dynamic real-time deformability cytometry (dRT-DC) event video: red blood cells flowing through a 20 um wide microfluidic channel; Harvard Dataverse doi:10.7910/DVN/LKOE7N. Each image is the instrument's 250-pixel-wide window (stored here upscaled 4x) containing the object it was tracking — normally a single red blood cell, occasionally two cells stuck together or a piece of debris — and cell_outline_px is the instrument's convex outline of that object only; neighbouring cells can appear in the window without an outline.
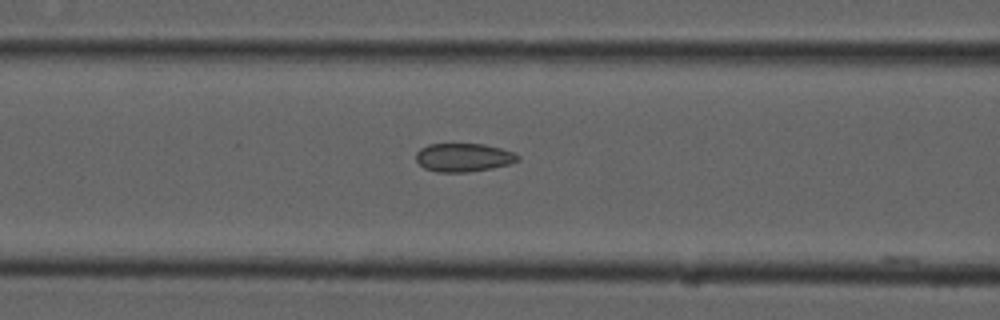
{"species": "common noctule bat (a hibernating species)", "species_latin": "Nyctalus noctula", "temperature_condition": "cold", "stored_images_in_passage": 40, "camera_frame_rate_fps": 3000, "um_per_image_px": 0.085, "animal": {"sex": "male", "forearm_length_mm": 52.5}, "frame": {"image": 1, "passage_image": 9, "time_ms": 2.667, "image_size_px": [1000, 320], "cell_outline_px": [[520, 160], [508, 164], [492, 168], [468, 172], [436, 172], [424, 168], [416, 160], [416, 152], [420, 148], [428, 144], [484, 144], [500, 148], [512, 152], [520, 156]], "centroid_in_image_um": [39.38, 13.38], "position_along_channel_um": 127.2, "area_um2": 16.88}}
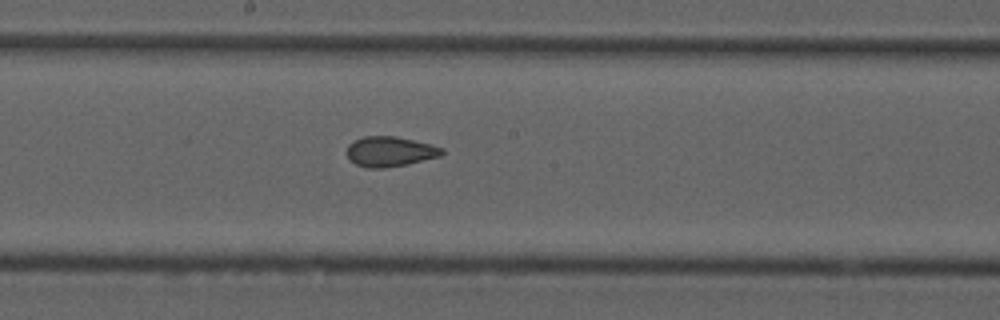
{"frame": {"image": 2, "passage_image": 16, "time_ms": 5.0, "image_size_px": [1000, 320], "cell_outline_px": [[444, 152], [440, 156], [408, 164], [384, 168], [368, 168], [356, 164], [348, 156], [348, 144], [352, 140], [364, 136], [396, 136], [444, 148]], "centroid_in_image_um": [33.14, 12.88], "position_along_channel_um": 215.1, "area_um2": 16.53}}
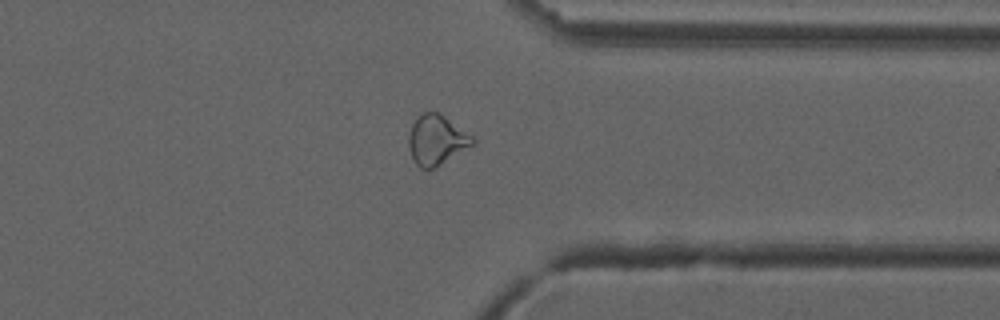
{"frame": {"image": 3, "passage_image": 29, "time_ms": 9.333, "image_size_px": [1000, 320], "cell_outline_px": [[476, 144], [436, 168], [420, 168], [416, 164], [412, 156], [408, 144], [408, 136], [412, 124], [416, 116], [424, 112], [436, 112], [444, 116], [472, 136], [476, 140]], "centroid_in_image_um": [37.12, 11.91], "position_along_channel_um": 374.3, "area_um2": 18.67}}